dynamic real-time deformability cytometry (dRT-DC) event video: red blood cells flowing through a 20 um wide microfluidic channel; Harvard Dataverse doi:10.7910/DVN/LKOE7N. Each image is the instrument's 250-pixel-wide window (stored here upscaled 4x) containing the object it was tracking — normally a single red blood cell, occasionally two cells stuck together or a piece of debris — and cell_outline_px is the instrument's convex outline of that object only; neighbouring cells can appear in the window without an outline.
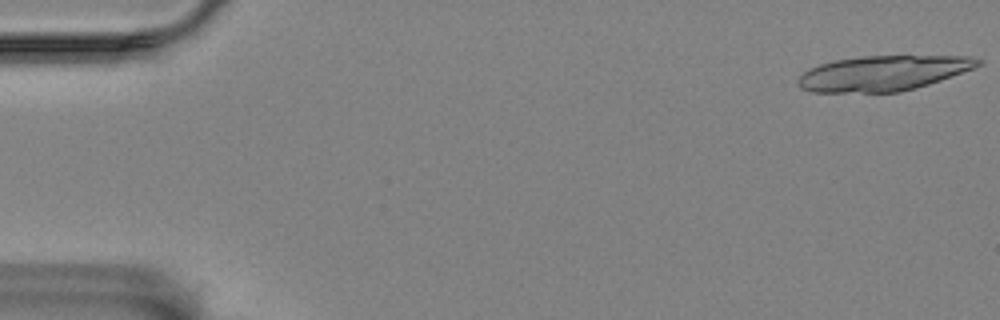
{"species": "Egyptian fruit bat (a non-hibernating species)", "species_latin": "Rousettus aegyptiacus", "temperature_condition": "room temperature", "stored_images_in_passage": 19, "camera_frame_rate_fps": 3000, "um_per_image_px": 0.085, "animal": {"sex": "female"}, "frame": {"image": 1, "passage_image": 1, "time_ms": 0.0, "image_size_px": [1000, 320], "cell_outline_px": [[984, 60], [980, 64], [972, 68], [940, 80], [916, 88], [900, 92], [812, 92], [800, 88], [796, 80], [808, 68], [820, 64], [836, 60], [860, 56], [972, 56]], "centroid_in_image_um": [75.03, 6.22], "position_along_channel_um": 10.0, "area_um2": 36.7}}